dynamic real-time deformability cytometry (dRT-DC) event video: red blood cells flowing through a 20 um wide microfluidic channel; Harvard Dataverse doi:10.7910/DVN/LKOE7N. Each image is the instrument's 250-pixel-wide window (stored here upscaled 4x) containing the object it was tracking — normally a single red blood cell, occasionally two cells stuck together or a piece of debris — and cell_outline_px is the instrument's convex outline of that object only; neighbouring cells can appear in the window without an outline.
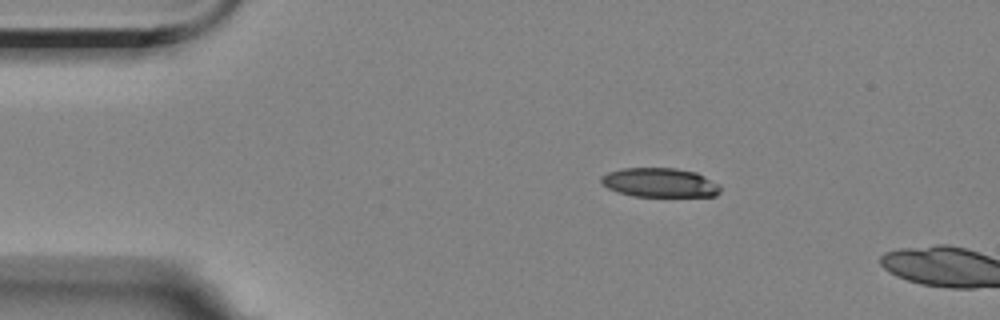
{"species": "Egyptian fruit bat (a non-hibernating species)", "species_latin": "Rousettus aegyptiacus", "temperature_condition": "room temperature", "stored_images_in_passage": 3, "camera_frame_rate_fps": 3000, "um_per_image_px": 0.085, "animal": {"sex": "female"}, "frame": {"image": 1, "passage_image": 2, "time_ms": 1.333, "image_size_px": [1000, 320], "cell_outline_px": [[720, 192], [716, 196], [632, 196], [608, 188], [600, 180], [600, 176], [608, 172], [624, 168], [676, 168], [696, 172], [720, 184]], "centroid_in_image_um": [56.1, 15.52], "position_along_channel_um": 28.9, "area_um2": 20.23}}